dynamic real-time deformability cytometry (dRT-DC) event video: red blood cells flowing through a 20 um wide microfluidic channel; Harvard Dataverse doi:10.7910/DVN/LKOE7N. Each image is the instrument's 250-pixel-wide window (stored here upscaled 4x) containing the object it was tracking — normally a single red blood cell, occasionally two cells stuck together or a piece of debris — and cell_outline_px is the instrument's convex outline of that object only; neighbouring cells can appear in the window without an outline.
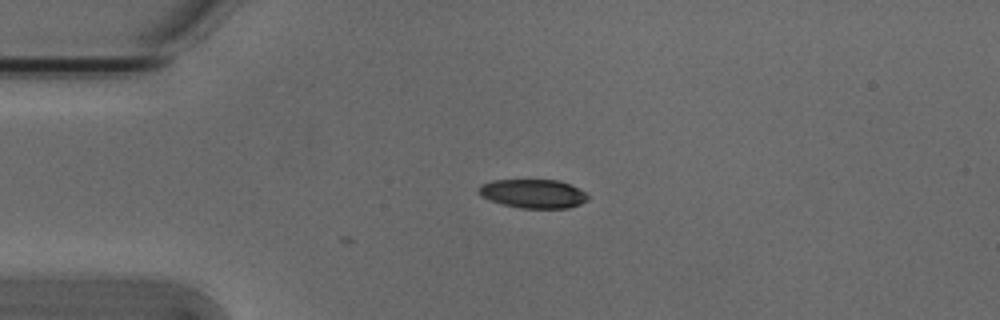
{"species": "Egyptian fruit bat (a non-hibernating species)", "species_latin": "Rousettus aegyptiacus", "temperature_condition": "cold", "stored_images_in_passage": 3, "camera_frame_rate_fps": 3000, "um_per_image_px": 0.085, "animal": {"sex": "male"}, "frame": {"image": 1, "passage_image": 1, "time_ms": 0.0, "image_size_px": [1000, 320], "cell_outline_px": [[588, 200], [580, 204], [568, 208], [520, 208], [504, 204], [480, 196], [476, 192], [476, 188], [480, 184], [492, 180], [560, 180], [584, 192], [588, 196]], "centroid_in_image_um": [45.26, 16.45], "position_along_channel_um": 39.7, "area_um2": 18.32}}